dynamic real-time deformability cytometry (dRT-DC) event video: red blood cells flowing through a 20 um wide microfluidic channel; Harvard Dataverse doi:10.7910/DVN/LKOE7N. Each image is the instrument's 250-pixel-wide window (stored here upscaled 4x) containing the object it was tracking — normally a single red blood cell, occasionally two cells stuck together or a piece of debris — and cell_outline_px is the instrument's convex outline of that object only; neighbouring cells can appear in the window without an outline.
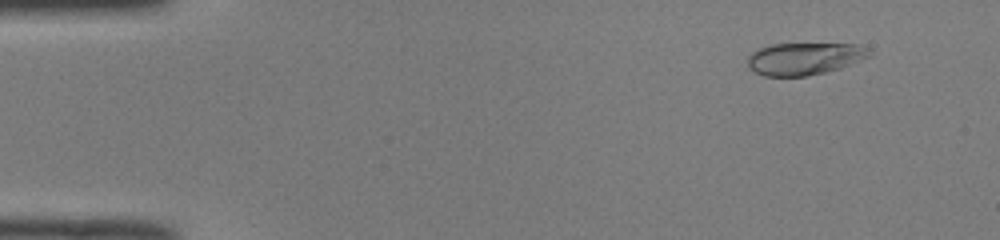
{"species": "common noctule bat (a hibernating species)", "species_latin": "Nyctalus noctula", "temperature_condition": "room temperature", "stored_images_in_passage": 50, "camera_frame_rate_fps": 3000, "um_per_image_px": 0.085, "animal": {"sex": "male", "body_mass_g": 19.0, "forearm_length_mm": 50.8}, "frame": {"image": 1, "passage_image": 5, "time_ms": 1.333, "image_size_px": [1000, 240], "cell_outline_px": [[872, 52], [868, 56], [840, 68], [824, 72], [804, 76], [764, 76], [748, 68], [748, 56], [752, 52], [760, 48], [772, 44], [856, 44]], "centroid_in_image_um": [68.31, 4.98], "position_along_channel_um": 16.7, "area_um2": 22.48}}
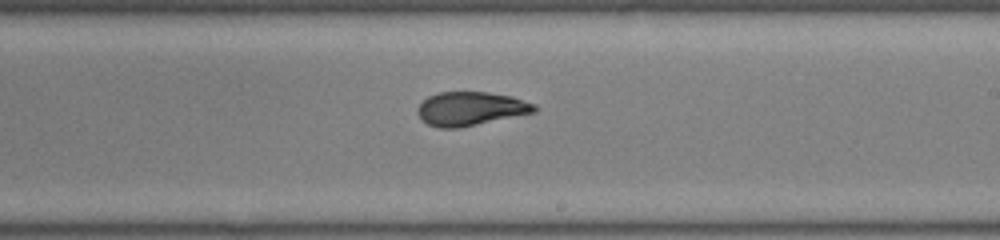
{"frame": {"image": 2, "passage_image": 30, "time_ms": 9.667, "image_size_px": [1000, 240], "cell_outline_px": [[540, 108], [536, 112], [456, 128], [440, 128], [428, 124], [416, 112], [416, 108], [428, 96], [436, 92], [488, 92], [512, 96], [536, 104]], "centroid_in_image_um": [40.02, 9.22], "position_along_channel_um": 249.0, "area_um2": 22.95}}
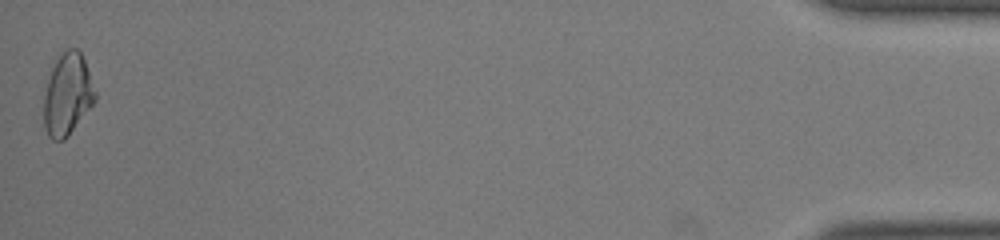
{"frame": {"image": 3, "passage_image": 50, "time_ms": 16.333, "image_size_px": [1000, 240], "cell_outline_px": [[96, 100], [68, 136], [64, 140], [52, 140], [48, 136], [44, 128], [44, 96], [52, 60], [60, 52], [68, 48], [76, 48], [80, 52], [84, 60], [96, 92]], "centroid_in_image_um": [5.71, 8.0], "position_along_channel_um": 429.5, "area_um2": 24.74}, "authors_computed_cell_mechanics": {"area_um2": 23.0044, "velocity_mm_per_s": 4.0802, "shape_relaxation_time_tau1_ms": 9.5903, "shape_relaxation_time_tau2_ms": 1.8812, "deformation_change_tau1": 0.2822, "deformation_change_tau2": 0.0398}}